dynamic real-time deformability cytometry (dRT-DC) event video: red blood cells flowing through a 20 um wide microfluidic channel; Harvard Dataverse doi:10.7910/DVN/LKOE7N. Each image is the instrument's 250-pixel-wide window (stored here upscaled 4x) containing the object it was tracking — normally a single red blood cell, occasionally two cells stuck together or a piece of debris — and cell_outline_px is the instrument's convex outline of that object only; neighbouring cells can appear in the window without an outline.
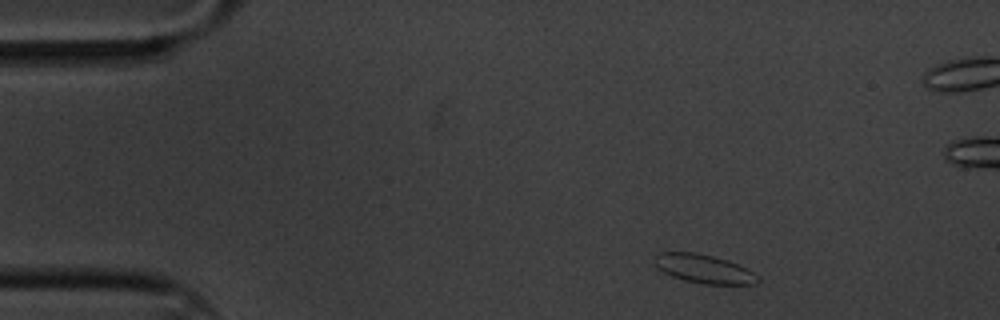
{"species": "common noctule bat (a hibernating species)", "species_latin": "Nyctalus noctula", "temperature_condition": "cold", "stored_images_in_passage": 10, "camera_frame_rate_fps": 3000, "um_per_image_px": 0.085, "animal": {"sex": "male", "body_mass_g": 20.1, "forearm_length_mm": 53.5}, "frame": {"image": 1, "passage_image": 1, "time_ms": 0.0, "image_size_px": [1000, 320], "cell_outline_px": [[760, 280], [756, 284], [704, 284], [684, 280], [672, 276], [656, 268], [652, 264], [652, 256], [656, 252], [696, 252], [728, 260], [748, 268], [760, 276]], "centroid_in_image_um": [59.79, 22.83], "position_along_channel_um": 25.2, "area_um2": 17.74}}
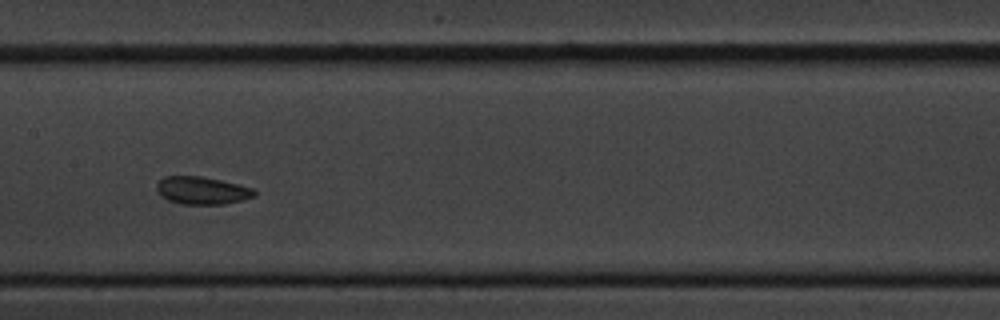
{"frame": {"image": 2, "passage_image": 7, "time_ms": 2.0, "image_size_px": [1000, 320], "cell_outline_px": [[256, 196], [224, 204], [180, 204], [168, 200], [160, 196], [156, 188], [156, 184], [164, 176], [200, 176], [220, 180], [252, 188], [256, 192]], "centroid_in_image_um": [17.13, 16.19], "position_along_channel_um": 190.3, "area_um2": 15.66}}
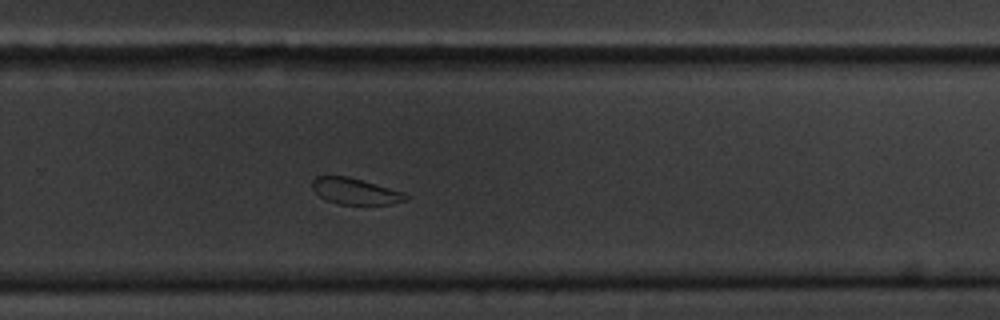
{"frame": {"image": 3, "passage_image": 10, "time_ms": 3.0, "image_size_px": [1000, 320], "cell_outline_px": [[408, 200], [392, 204], [336, 204], [324, 200], [312, 188], [312, 180], [316, 176], [348, 176], [404, 192], [408, 196]], "centroid_in_image_um": [30.18, 16.26], "position_along_channel_um": 299.6, "area_um2": 14.33}}